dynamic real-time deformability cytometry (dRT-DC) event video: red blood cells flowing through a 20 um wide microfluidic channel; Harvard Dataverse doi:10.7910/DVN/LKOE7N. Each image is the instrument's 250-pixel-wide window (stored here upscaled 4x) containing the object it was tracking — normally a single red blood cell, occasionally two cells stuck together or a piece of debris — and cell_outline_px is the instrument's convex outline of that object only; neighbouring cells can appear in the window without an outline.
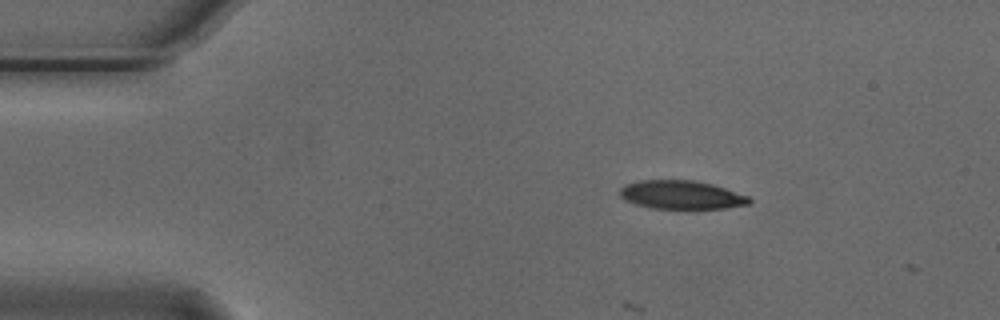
{"species": "Egyptian fruit bat (a non-hibernating species)", "species_latin": "Rousettus aegyptiacus", "temperature_condition": "cold", "stored_images_in_passage": 6, "camera_frame_rate_fps": 3000, "um_per_image_px": 0.085, "animal": {"sex": "male"}, "frame": {"image": 1, "passage_image": 1, "time_ms": 0.0, "image_size_px": [1000, 320], "cell_outline_px": [[752, 200], [748, 204], [724, 208], [652, 208], [636, 204], [624, 200], [620, 196], [620, 188], [624, 184], [640, 180], [692, 180], [712, 184], [748, 196]], "centroid_in_image_um": [57.87, 16.55], "position_along_channel_um": 27.1, "area_um2": 21.33}}